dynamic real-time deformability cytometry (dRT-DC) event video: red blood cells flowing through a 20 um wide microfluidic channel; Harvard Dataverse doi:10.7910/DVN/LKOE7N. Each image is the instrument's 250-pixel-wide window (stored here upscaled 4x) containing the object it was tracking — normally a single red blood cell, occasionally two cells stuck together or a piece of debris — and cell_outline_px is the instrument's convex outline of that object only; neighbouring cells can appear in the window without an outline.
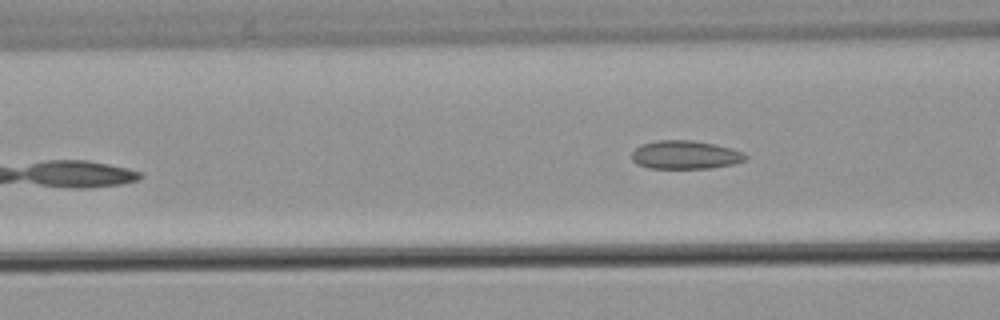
{"species": "common noctule bat (a hibernating species)", "species_latin": "Nyctalus noctula", "temperature_condition": "warm", "stored_images_in_passage": 9, "camera_frame_rate_fps": 3000, "um_per_image_px": 0.085, "animal": {"sex": "male", "body_mass_g": 21.5, "forearm_length_mm": 52.0}, "frame": {"image": 1, "passage_image": 4, "time_ms": 4.333, "image_size_px": [1000, 320], "cell_outline_px": [[748, 156], [744, 160], [732, 164], [712, 168], [648, 168], [636, 164], [632, 160], [632, 152], [640, 144], [656, 140], [692, 140], [732, 148], [744, 152]], "centroid_in_image_um": [58.22, 13.16], "position_along_channel_um": 108.4, "area_um2": 18.9}}